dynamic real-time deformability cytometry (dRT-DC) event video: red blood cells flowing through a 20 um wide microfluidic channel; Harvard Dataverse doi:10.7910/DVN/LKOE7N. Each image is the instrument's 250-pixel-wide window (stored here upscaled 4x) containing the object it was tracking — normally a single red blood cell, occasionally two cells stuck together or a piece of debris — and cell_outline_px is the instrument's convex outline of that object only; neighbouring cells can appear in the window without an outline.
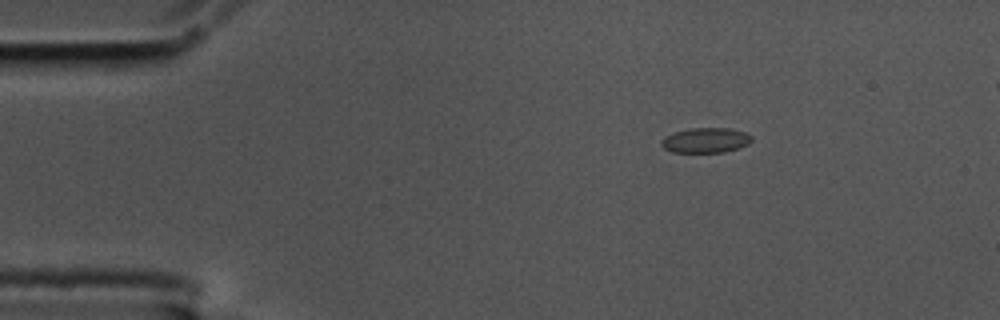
{"species": "common noctule bat (a hibernating species)", "species_latin": "Nyctalus noctula", "temperature_condition": "cold", "stored_images_in_passage": 5, "camera_frame_rate_fps": 3000, "um_per_image_px": 0.085, "animal": {"sex": "male", "body_mass_g": 17.5, "forearm_length_mm": 52.3}, "frame": {"image": 1, "passage_image": 3, "time_ms": 0.667, "image_size_px": [1000, 320], "cell_outline_px": [[752, 140], [748, 144], [724, 152], [672, 152], [664, 148], [660, 144], [660, 140], [664, 136], [676, 132], [692, 128], [732, 128], [744, 132], [752, 136]], "centroid_in_image_um": [59.96, 11.92], "position_along_channel_um": 25.0, "area_um2": 13.12}}